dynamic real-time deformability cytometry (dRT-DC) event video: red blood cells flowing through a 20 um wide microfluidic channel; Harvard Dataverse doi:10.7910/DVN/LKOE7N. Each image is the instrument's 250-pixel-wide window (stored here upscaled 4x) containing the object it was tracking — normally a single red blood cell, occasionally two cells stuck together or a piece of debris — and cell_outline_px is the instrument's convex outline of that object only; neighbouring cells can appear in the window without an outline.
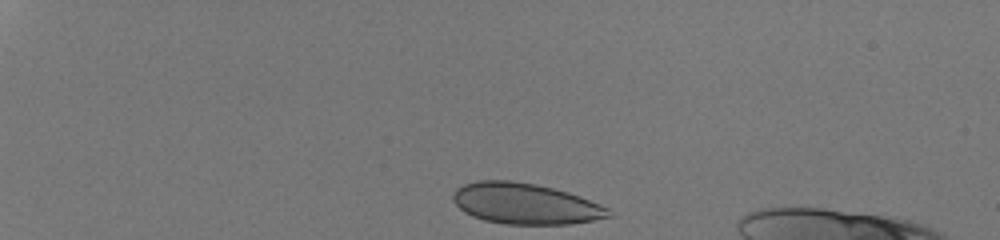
{"species": "human", "species_latin": "Homo sapiens", "temperature_condition": "room temperature", "stored_images_in_passage": 35, "camera_frame_rate_fps": 3000, "um_per_image_px": 0.085, "donor": {"sex": "male"}, "frame": {"image": 1, "passage_image": 1, "time_ms": 0.0, "image_size_px": [1000, 240], "cell_outline_px": [[612, 216], [592, 220], [568, 224], [504, 224], [484, 220], [472, 216], [464, 212], [452, 200], [452, 196], [456, 188], [464, 184], [476, 180], [512, 180], [536, 184], [568, 192], [580, 196], [600, 204], [608, 208]], "centroid_in_image_um": [44.61, 17.3], "position_along_channel_um": 40.4, "area_um2": 37.11}}
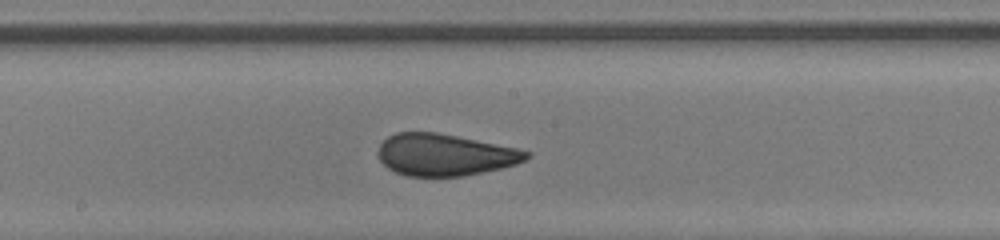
{"frame": {"image": 2, "passage_image": 20, "time_ms": 6.333, "image_size_px": [1000, 240], "cell_outline_px": [[532, 156], [516, 164], [500, 168], [464, 176], [408, 176], [396, 172], [388, 168], [380, 160], [376, 152], [380, 144], [388, 136], [396, 132], [436, 132], [516, 148], [532, 152]], "centroid_in_image_um": [37.79, 13.16], "position_along_channel_um": 210.4, "area_um2": 36.01}}
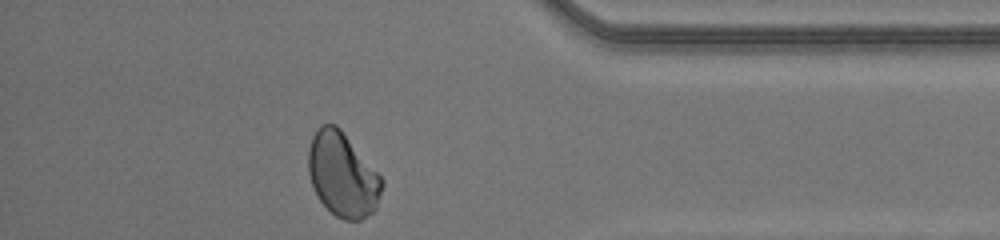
{"frame": {"image": 3, "passage_image": 35, "time_ms": 11.333, "image_size_px": [1000, 240], "cell_outline_px": [[384, 184], [376, 208], [372, 212], [360, 220], [344, 220], [336, 216], [320, 200], [312, 184], [308, 172], [308, 148], [312, 136], [316, 128], [320, 124], [336, 124], [340, 128], [384, 180]], "centroid_in_image_um": [29.11, 14.83], "position_along_channel_um": 406.1, "area_um2": 35.95}, "authors_computed_cell_mechanics": {"area_um2": 36.703, "velocity_mm_per_s": 4.2027, "shape_relaxation_time_tau1_ms": 6.1832, "shape_relaxation_time_tau2_ms": null, "deformation_change_tau1": 0.1482, "deformation_change_tau2": null}}